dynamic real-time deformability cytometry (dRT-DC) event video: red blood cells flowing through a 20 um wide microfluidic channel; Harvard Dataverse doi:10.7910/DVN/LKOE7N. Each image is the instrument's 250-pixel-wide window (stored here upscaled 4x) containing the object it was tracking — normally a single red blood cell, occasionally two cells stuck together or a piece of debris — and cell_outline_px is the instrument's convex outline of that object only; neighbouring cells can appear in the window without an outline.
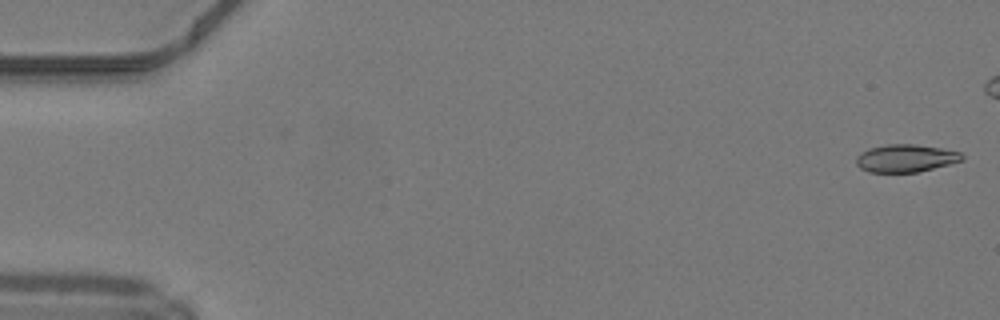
{"species": "common noctule bat (a hibernating species)", "species_latin": "Nyctalus noctula", "temperature_condition": "warm", "stored_images_in_passage": 33, "camera_frame_rate_fps": 3000, "um_per_image_px": 0.085, "animal": {"sex": "male", "body_mass_g": 19.2, "forearm_length_mm": 51.8}, "frame": {"image": 1, "passage_image": 1, "time_ms": 0.0, "image_size_px": [1000, 320], "cell_outline_px": [[964, 160], [916, 172], [868, 172], [860, 168], [856, 164], [856, 156], [860, 152], [868, 148], [888, 144], [916, 144], [940, 148], [960, 152], [964, 156]], "centroid_in_image_um": [76.94, 13.44], "position_along_channel_um": 8.1, "area_um2": 17.05}}
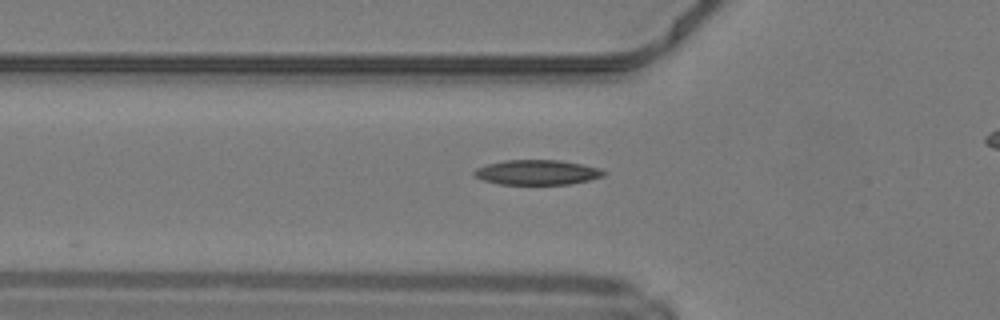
{"frame": {"image": 2, "passage_image": 17, "time_ms": 5.333, "image_size_px": [1000, 320], "cell_outline_px": [[608, 172], [604, 176], [572, 184], [500, 184], [484, 180], [476, 176], [472, 172], [476, 168], [488, 164], [504, 160], [560, 160], [600, 168]], "centroid_in_image_um": [45.69, 14.65], "position_along_channel_um": 80.1, "area_um2": 18.73}}
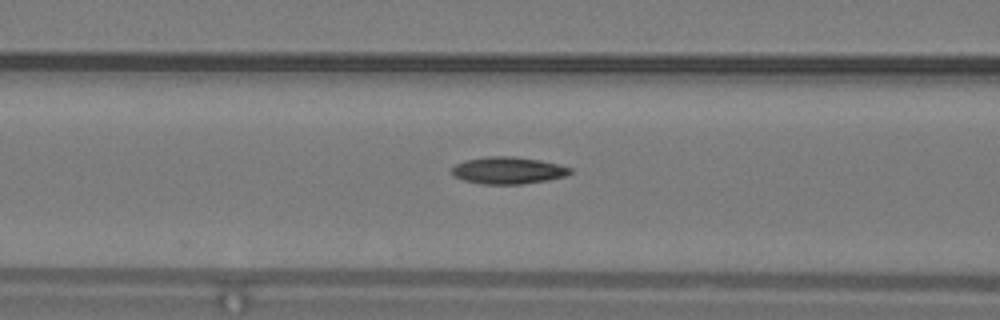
{"frame": {"image": 3, "passage_image": 20, "time_ms": 6.333, "image_size_px": [1000, 320], "cell_outline_px": [[572, 172], [564, 176], [548, 180], [520, 184], [480, 184], [464, 180], [452, 176], [452, 168], [456, 164], [464, 160], [488, 156], [512, 156], [540, 160], [560, 164], [572, 168]], "centroid_in_image_um": [43.18, 14.48], "position_along_channel_um": 123.4, "area_um2": 18.73}}